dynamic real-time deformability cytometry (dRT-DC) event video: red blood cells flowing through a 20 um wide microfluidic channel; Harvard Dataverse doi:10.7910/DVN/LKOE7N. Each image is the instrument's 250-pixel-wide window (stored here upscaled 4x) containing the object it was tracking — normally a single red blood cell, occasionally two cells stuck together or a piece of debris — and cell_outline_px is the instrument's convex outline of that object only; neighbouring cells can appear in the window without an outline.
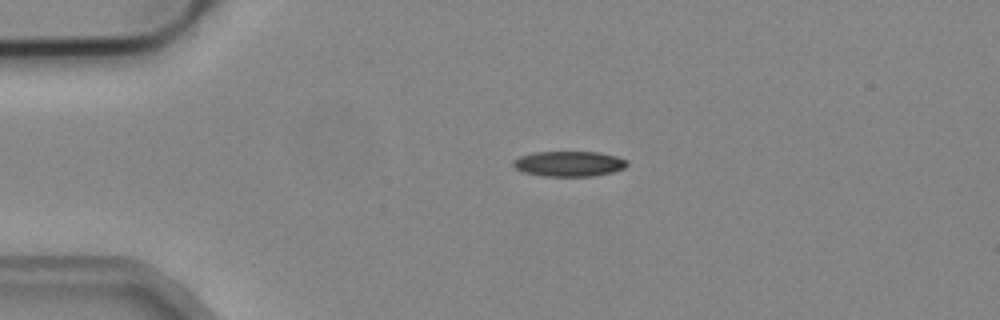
{"species": "common noctule bat (a hibernating species)", "species_latin": "Nyctalus noctula", "temperature_condition": "cold", "stored_images_in_passage": 4, "camera_frame_rate_fps": 3000, "um_per_image_px": 0.085, "animal": {"sex": "male", "body_mass_g": 19.2, "forearm_length_mm": 51.8}, "frame": {"image": 1, "passage_image": 3, "time_ms": 0.667, "image_size_px": [1000, 320], "cell_outline_px": [[628, 164], [624, 168], [612, 172], [596, 176], [540, 176], [524, 172], [516, 168], [512, 164], [512, 160], [520, 156], [536, 152], [600, 152], [616, 156], [628, 160]], "centroid_in_image_um": [48.38, 13.92], "position_along_channel_um": 36.6, "area_um2": 16.88}}